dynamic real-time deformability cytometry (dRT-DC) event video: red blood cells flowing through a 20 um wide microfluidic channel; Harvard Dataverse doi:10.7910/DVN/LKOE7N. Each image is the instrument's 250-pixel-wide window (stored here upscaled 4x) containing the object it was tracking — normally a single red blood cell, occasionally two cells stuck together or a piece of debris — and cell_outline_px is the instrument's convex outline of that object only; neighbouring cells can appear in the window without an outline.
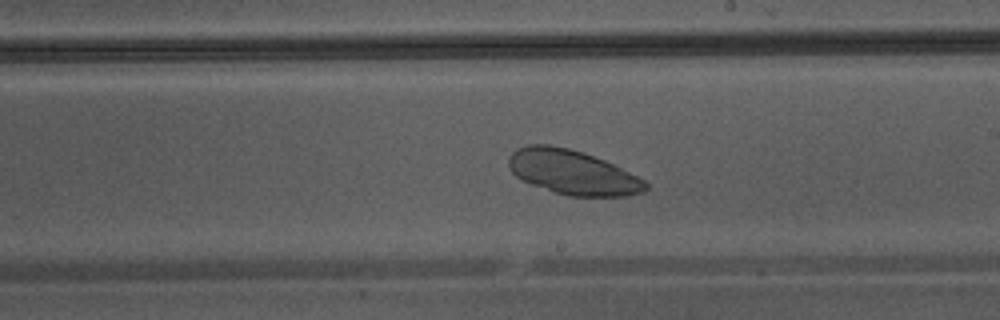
{"species": "Egyptian fruit bat (a non-hibernating species)", "species_latin": "Rousettus aegyptiacus", "temperature_condition": "warm", "stored_images_in_passage": 44, "camera_frame_rate_fps": 3000, "um_per_image_px": 0.085, "animal": {"sex": "male"}, "frame": {"image": 1, "passage_image": 26, "time_ms": 8.333, "image_size_px": [1000, 320], "cell_outline_px": [[648, 188], [644, 192], [628, 196], [568, 196], [532, 184], [516, 176], [508, 168], [508, 160], [512, 152], [516, 148], [528, 144], [548, 144], [568, 148], [584, 152], [604, 160], [644, 180], [648, 184]], "centroid_in_image_um": [48.65, 14.63], "position_along_channel_um": 240.3, "area_um2": 35.37}}